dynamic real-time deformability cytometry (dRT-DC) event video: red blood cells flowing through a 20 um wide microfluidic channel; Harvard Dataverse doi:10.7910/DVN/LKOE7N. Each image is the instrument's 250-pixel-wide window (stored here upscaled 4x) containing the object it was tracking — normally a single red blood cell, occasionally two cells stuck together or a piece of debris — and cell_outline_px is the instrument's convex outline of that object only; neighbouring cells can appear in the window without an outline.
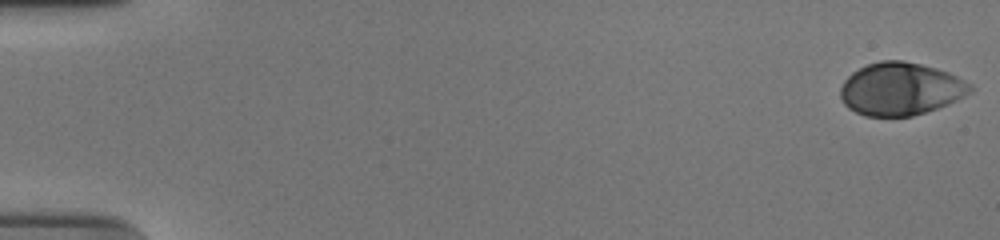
{"species": "human", "species_latin": "Homo sapiens", "temperature_condition": "cold", "stored_images_in_passage": 11, "camera_frame_rate_fps": 3000, "um_per_image_px": 0.085, "donor": {"sex": "male"}, "frame": {"image": 1, "passage_image": 1, "time_ms": 0.0, "image_size_px": [1000, 240], "cell_outline_px": [[976, 88], [972, 92], [948, 104], [912, 116], [864, 116], [848, 108], [844, 104], [840, 96], [840, 88], [844, 80], [852, 72], [868, 64], [880, 60], [904, 60], [936, 68], [948, 72], [972, 84]], "centroid_in_image_um": [76.55, 7.55], "position_along_channel_um": 8.4, "area_um2": 40.0}}